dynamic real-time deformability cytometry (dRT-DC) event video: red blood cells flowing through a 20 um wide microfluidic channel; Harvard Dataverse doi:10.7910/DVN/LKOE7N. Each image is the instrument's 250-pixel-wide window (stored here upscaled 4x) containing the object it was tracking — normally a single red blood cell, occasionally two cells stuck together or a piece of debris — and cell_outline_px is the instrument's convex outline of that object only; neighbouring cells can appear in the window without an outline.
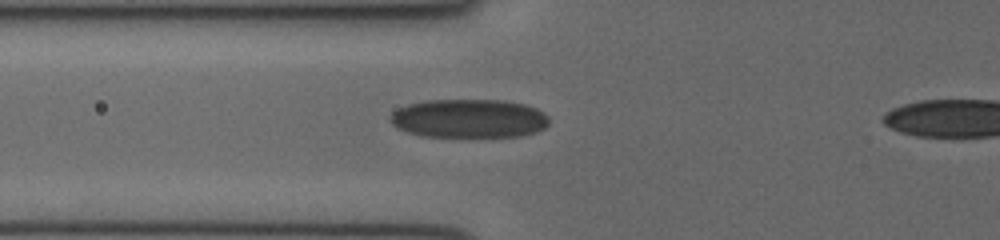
{"species": "human", "species_latin": "Homo sapiens", "temperature_condition": "cold", "stored_images_in_passage": 12, "camera_frame_rate_fps": 3000, "um_per_image_px": 0.085, "donor": {"sex": "female"}, "frame": {"image": 1, "passage_image": 9, "time_ms": 2.667, "image_size_px": [1000, 240], "cell_outline_px": [[548, 124], [544, 128], [536, 132], [520, 136], [492, 140], [420, 136], [396, 128], [388, 120], [388, 116], [392, 112], [408, 104], [424, 100], [500, 100], [524, 104], [536, 108], [548, 116]], "centroid_in_image_um": [39.85, 10.13], "position_along_channel_um": 86.0, "area_um2": 37.34}}
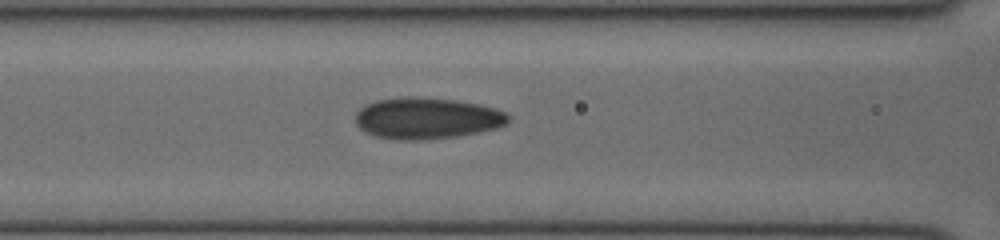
{"frame": {"image": 2, "passage_image": 12, "time_ms": 3.667, "image_size_px": [1000, 240], "cell_outline_px": [[512, 116], [504, 124], [496, 128], [456, 136], [424, 140], [396, 140], [376, 136], [360, 128], [356, 124], [356, 112], [360, 108], [376, 100], [404, 96], [456, 100], [480, 104], [496, 108]], "centroid_in_image_um": [36.28, 10.05], "position_along_channel_um": 130.3, "area_um2": 36.7}}